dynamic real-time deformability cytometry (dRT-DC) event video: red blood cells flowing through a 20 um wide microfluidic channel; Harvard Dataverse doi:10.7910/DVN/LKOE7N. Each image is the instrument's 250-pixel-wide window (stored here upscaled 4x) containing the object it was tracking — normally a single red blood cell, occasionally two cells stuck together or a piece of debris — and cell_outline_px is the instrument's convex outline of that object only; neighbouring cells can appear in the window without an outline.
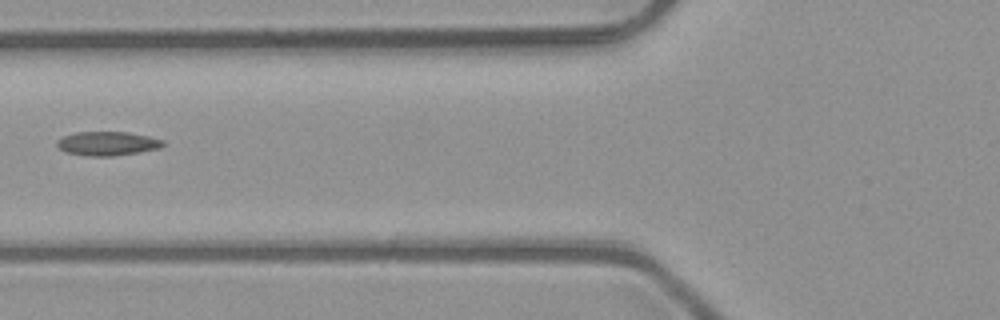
{"species": "common noctule bat (a hibernating species)", "species_latin": "Nyctalus noctula", "temperature_condition": "room temperature", "stored_images_in_passage": 3, "camera_frame_rate_fps": 3000, "um_per_image_px": 0.085, "animal": {"sex": "male", "body_mass_g": 23.1, "forearm_length_mm": 52.7}, "frame": {"image": 1, "passage_image": 3, "time_ms": 0.667, "image_size_px": [1000, 320], "cell_outline_px": [[164, 144], [160, 148], [140, 152], [112, 156], [88, 156], [64, 152], [56, 144], [56, 140], [64, 136], [76, 132], [128, 132], [148, 136], [164, 140]], "centroid_in_image_um": [9.13, 12.2], "position_along_channel_um": 116.7, "area_um2": 14.85}}